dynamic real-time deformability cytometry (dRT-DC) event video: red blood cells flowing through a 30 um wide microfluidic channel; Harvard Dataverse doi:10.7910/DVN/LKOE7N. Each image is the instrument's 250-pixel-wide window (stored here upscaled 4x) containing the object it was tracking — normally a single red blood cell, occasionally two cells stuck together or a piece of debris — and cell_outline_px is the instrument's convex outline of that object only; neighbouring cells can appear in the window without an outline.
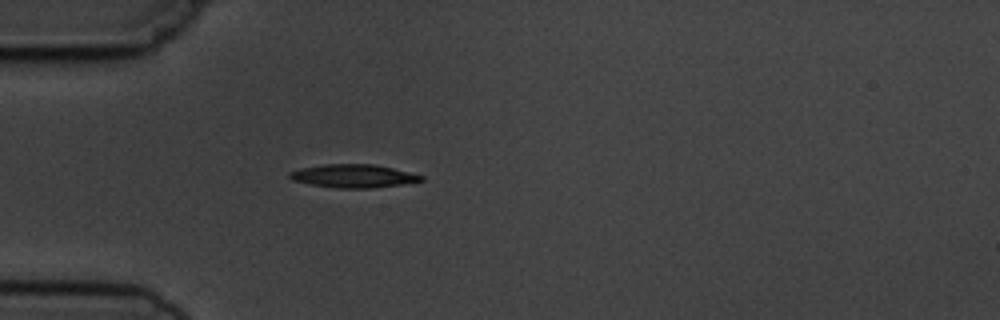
{"species": "common noctule bat (a hibernating species)", "species_latin": "Nyctalus noctula", "temperature_condition": "cold", "stored_images_in_passage": 1, "camera_frame_rate_fps": 3000, "um_per_image_px": 0.085, "animal": {"sex": "male", "body_mass_g": 19.5, "forearm_length_mm": 54.6}, "frame": {"image": 1, "passage_image": 1, "time_ms": 0.0, "image_size_px": [1000, 320], "cell_outline_px": [[424, 180], [400, 184], [372, 188], [336, 188], [312, 184], [292, 180], [288, 176], [288, 172], [300, 168], [324, 164], [376, 164], [424, 176]], "centroid_in_image_um": [30.0, 14.95], "position_along_channel_um": 55.0, "area_um2": 17.69}}